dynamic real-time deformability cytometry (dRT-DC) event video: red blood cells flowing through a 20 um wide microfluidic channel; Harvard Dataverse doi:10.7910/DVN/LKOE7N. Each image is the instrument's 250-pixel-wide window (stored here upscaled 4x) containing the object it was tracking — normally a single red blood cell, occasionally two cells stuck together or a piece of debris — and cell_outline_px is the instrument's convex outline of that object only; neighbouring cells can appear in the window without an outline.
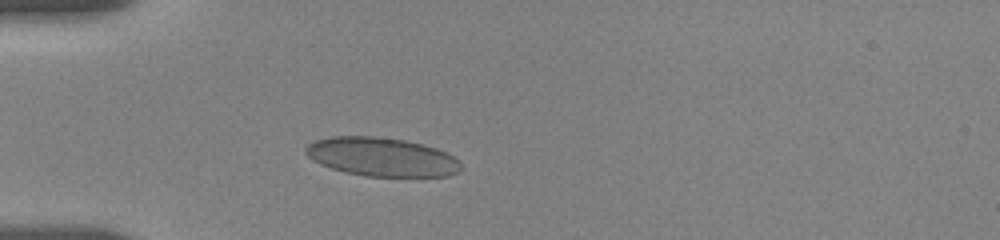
{"species": "human", "species_latin": "Homo sapiens", "temperature_condition": "room temperature", "stored_images_in_passage": 1, "camera_frame_rate_fps": 3000, "um_per_image_px": 0.085, "donor": {"sex": "female"}, "frame": {"image": 1, "passage_image": 1, "time_ms": 0.0, "image_size_px": [1000, 240], "cell_outline_px": [[464, 168], [460, 172], [448, 176], [364, 176], [344, 172], [320, 164], [312, 160], [304, 152], [304, 148], [308, 144], [316, 140], [332, 136], [376, 136], [404, 140], [436, 148], [460, 160]], "centroid_in_image_um": [32.45, 13.34], "position_along_channel_um": 52.6, "area_um2": 35.2}}